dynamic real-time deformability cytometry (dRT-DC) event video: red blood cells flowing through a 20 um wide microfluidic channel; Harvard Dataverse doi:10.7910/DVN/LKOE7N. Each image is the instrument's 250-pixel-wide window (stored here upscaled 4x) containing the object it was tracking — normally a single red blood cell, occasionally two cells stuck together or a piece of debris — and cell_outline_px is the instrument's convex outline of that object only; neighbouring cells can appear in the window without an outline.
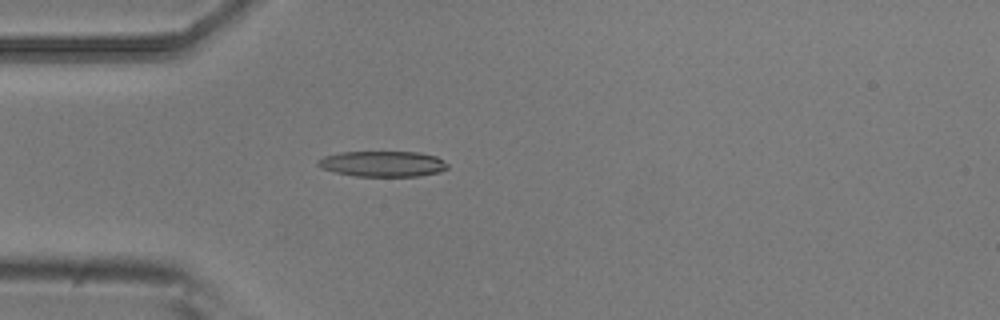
{"species": "common noctule bat (a hibernating species)", "species_latin": "Nyctalus noctula", "temperature_condition": "room temperature", "stored_images_in_passage": 4, "camera_frame_rate_fps": 3000, "um_per_image_px": 0.085, "animal": {"sex": "male", "body_mass_g": 20.5, "forearm_length_mm": 52.5}, "frame": {"image": 1, "passage_image": 4, "time_ms": 1.0, "image_size_px": [1000, 320], "cell_outline_px": [[448, 168], [440, 172], [420, 176], [356, 176], [336, 172], [320, 168], [316, 164], [316, 160], [324, 156], [340, 152], [416, 152], [436, 156], [444, 160], [448, 164]], "centroid_in_image_um": [32.53, 13.92], "position_along_channel_um": 52.5, "area_um2": 19.48}}